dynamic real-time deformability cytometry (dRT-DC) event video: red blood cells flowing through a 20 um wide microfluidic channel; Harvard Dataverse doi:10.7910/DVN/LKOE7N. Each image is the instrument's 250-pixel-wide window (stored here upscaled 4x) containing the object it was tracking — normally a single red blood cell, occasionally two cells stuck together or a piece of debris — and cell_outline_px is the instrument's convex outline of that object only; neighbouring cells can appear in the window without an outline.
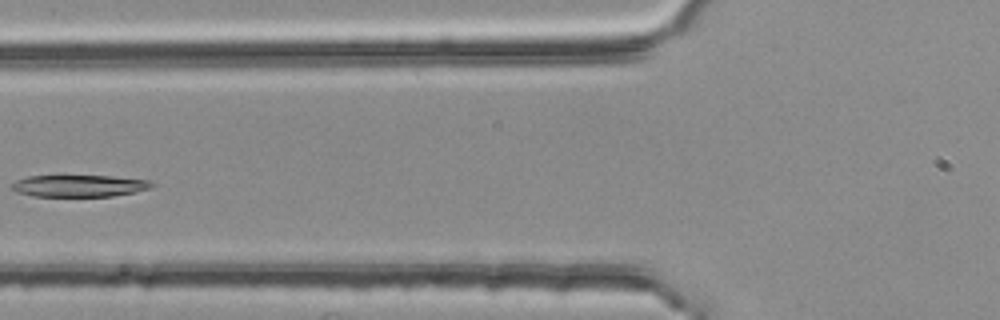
{"species": "common noctule bat (a hibernating species)", "species_latin": "Nyctalus noctula", "temperature_condition": "room temperature", "stored_images_in_passage": 6, "segment_of_instrument_passage": [2, 2], "camera_frame_rate_fps": 3000, "um_per_image_px": 0.085, "animal": {"sex": "female", "body_mass_g": 25.1}, "frame": {"image": 1, "passage_image": 6, "time_ms": 1.667, "image_size_px": [1000, 320], "cell_outline_px": [[156, 184], [148, 188], [136, 192], [112, 196], [32, 196], [16, 192], [12, 188], [12, 184], [16, 180], [28, 176], [60, 172], [112, 176], [148, 180]], "centroid_in_image_um": [6.66, 15.73], "position_along_channel_um": 119.1, "area_um2": 18.96}}